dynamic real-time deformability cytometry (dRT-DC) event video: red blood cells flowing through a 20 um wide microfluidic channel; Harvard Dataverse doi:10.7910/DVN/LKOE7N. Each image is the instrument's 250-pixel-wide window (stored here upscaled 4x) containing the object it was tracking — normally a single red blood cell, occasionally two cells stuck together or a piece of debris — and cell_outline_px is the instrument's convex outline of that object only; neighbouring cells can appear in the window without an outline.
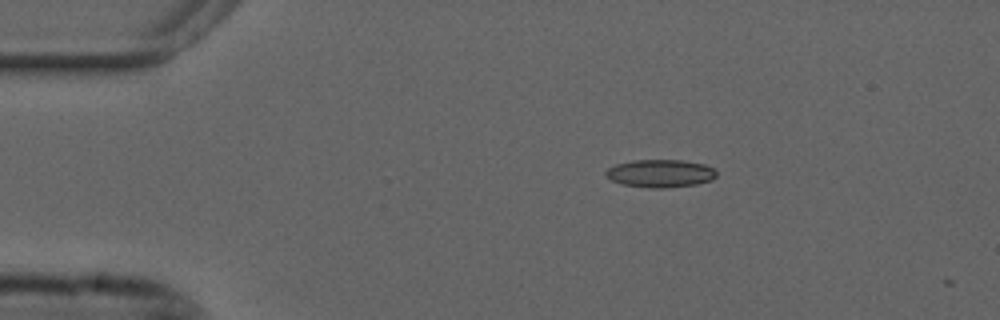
{"species": "common noctule bat (a hibernating species)", "species_latin": "Nyctalus noctula", "temperature_condition": "cold", "stored_images_in_passage": 5, "camera_frame_rate_fps": 3000, "um_per_image_px": 0.085, "animal": {"sex": "male", "forearm_length_mm": 52.5}, "frame": {"image": 1, "passage_image": 1, "time_ms": 0.0, "image_size_px": [1000, 320], "cell_outline_px": [[716, 176], [712, 180], [696, 184], [664, 188], [648, 188], [620, 184], [604, 176], [604, 172], [608, 168], [616, 164], [632, 160], [680, 160], [704, 164], [712, 168], [716, 172]], "centroid_in_image_um": [56.08, 14.74], "position_along_channel_um": 28.9, "area_um2": 18.03}}